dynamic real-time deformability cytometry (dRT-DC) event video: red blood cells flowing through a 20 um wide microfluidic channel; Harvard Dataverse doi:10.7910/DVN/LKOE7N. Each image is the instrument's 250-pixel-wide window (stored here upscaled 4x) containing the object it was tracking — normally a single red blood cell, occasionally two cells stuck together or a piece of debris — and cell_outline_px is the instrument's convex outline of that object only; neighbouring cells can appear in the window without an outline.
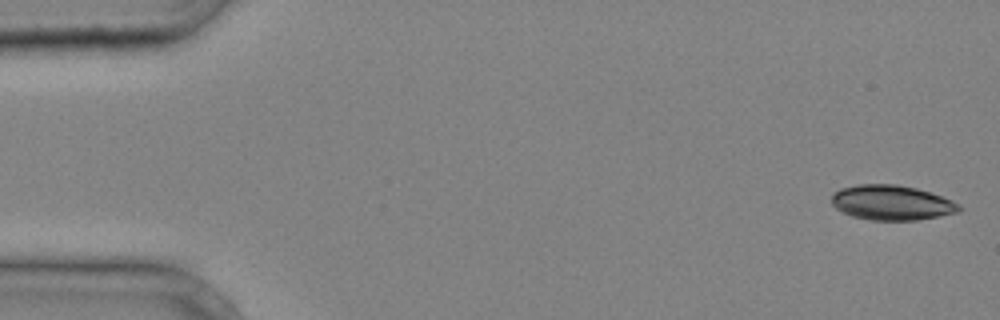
{"species": "common noctule bat (a hibernating species)", "species_latin": "Nyctalus noctula", "temperature_condition": "cold", "stored_images_in_passage": 38, "camera_frame_rate_fps": 3000, "um_per_image_px": 0.085, "animal": {"sex": "male", "body_mass_g": 20.4}, "frame": {"image": 1, "passage_image": 1, "time_ms": 0.0, "image_size_px": [1000, 320], "cell_outline_px": [[964, 208], [960, 212], [940, 216], [916, 220], [872, 220], [852, 216], [836, 208], [832, 204], [832, 192], [840, 188], [856, 184], [896, 184], [916, 188], [952, 200], [960, 204]], "centroid_in_image_um": [75.8, 17.22], "position_along_channel_um": 9.2, "area_um2": 26.07}}
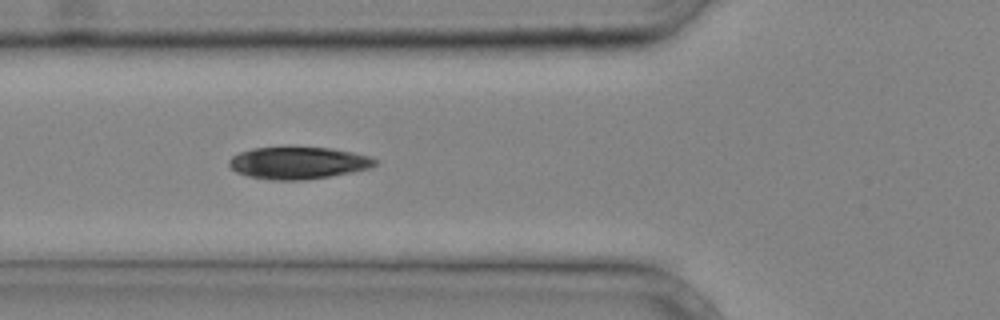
{"frame": {"image": 2, "passage_image": 14, "time_ms": 4.333, "image_size_px": [1000, 320], "cell_outline_px": [[380, 160], [376, 164], [368, 168], [352, 172], [304, 180], [272, 180], [248, 176], [236, 172], [228, 164], [228, 160], [232, 156], [240, 152], [252, 148], [332, 148], [352, 152], [368, 156]], "centroid_in_image_um": [25.33, 13.85], "position_along_channel_um": 100.5, "area_um2": 27.05}}
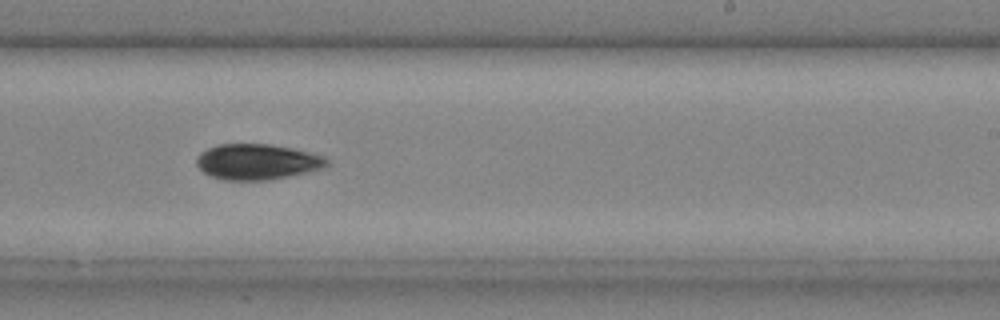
{"frame": {"image": 3, "passage_image": 24, "time_ms": 7.667, "image_size_px": [1000, 320], "cell_outline_px": [[328, 164], [324, 168], [272, 180], [224, 180], [212, 176], [204, 172], [196, 164], [196, 156], [200, 152], [216, 144], [272, 144], [292, 148], [324, 156], [328, 160]], "centroid_in_image_um": [21.85, 13.75], "position_along_channel_um": 267.2, "area_um2": 27.17}}